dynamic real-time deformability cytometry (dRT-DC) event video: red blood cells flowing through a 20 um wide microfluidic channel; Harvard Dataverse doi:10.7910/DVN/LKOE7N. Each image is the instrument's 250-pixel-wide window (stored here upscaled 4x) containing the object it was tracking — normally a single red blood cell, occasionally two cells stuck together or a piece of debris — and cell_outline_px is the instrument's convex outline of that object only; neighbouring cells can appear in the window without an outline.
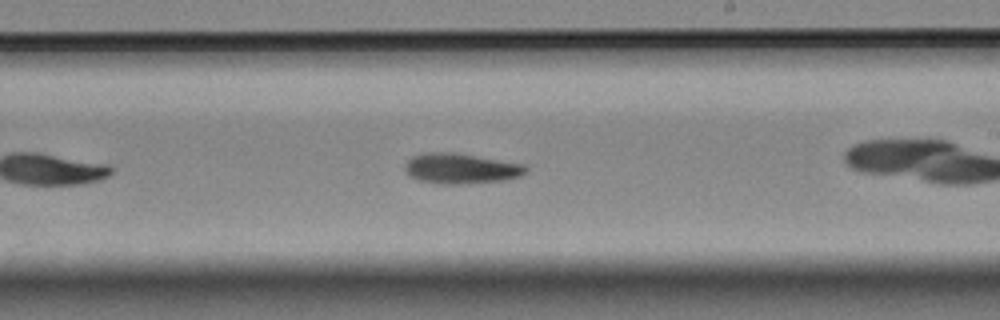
{"species": "Egyptian fruit bat (a non-hibernating species)", "species_latin": "Rousettus aegyptiacus", "temperature_condition": "room temperature", "stored_images_in_passage": 35, "camera_frame_rate_fps": 3000, "um_per_image_px": 0.085, "animal": {"sex": "female"}, "frame": {"image": 1, "passage_image": 20, "time_ms": 6.333, "image_size_px": [1000, 320], "cell_outline_px": [[528, 172], [520, 176], [504, 180], [460, 184], [440, 184], [416, 180], [408, 176], [404, 172], [404, 164], [412, 156], [428, 152], [452, 152], [524, 164], [528, 168]], "centroid_in_image_um": [39.13, 14.33], "position_along_channel_um": 249.9, "area_um2": 21.56}, "authors_computed_cell_mechanics": {"area_um2": 20.6924, "velocity_mm_per_s": 3.5463, "shape_relaxation_time_tau1_ms": 5.3023, "shape_relaxation_time_tau2_ms": 9.5928, "deformation_change_tau1": 0.1625, "deformation_change_tau2": 0.1498}}